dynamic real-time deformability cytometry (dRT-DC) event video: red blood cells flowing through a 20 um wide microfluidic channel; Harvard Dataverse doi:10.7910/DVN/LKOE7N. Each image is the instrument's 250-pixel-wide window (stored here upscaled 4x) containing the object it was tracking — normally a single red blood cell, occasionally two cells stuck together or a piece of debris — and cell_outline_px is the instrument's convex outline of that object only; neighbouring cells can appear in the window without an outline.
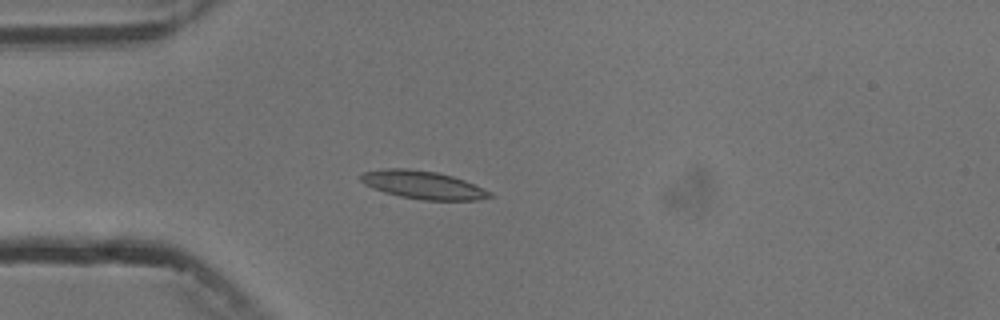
{"species": "common noctule bat (a hibernating species)", "species_latin": "Nyctalus noctula", "temperature_condition": "cold", "stored_images_in_passage": 5, "camera_frame_rate_fps": 3000, "um_per_image_px": 0.085, "animal": {"sex": "male", "body_mass_g": 13.3}, "frame": {"image": 1, "passage_image": 4, "time_ms": 3.667, "image_size_px": [1000, 320], "cell_outline_px": [[496, 196], [476, 200], [424, 200], [400, 196], [384, 192], [372, 188], [364, 184], [360, 180], [360, 176], [364, 172], [384, 168], [408, 168], [436, 172], [452, 176], [464, 180], [492, 192]], "centroid_in_image_um": [35.96, 15.72], "position_along_channel_um": 49.0, "area_um2": 21.1}}